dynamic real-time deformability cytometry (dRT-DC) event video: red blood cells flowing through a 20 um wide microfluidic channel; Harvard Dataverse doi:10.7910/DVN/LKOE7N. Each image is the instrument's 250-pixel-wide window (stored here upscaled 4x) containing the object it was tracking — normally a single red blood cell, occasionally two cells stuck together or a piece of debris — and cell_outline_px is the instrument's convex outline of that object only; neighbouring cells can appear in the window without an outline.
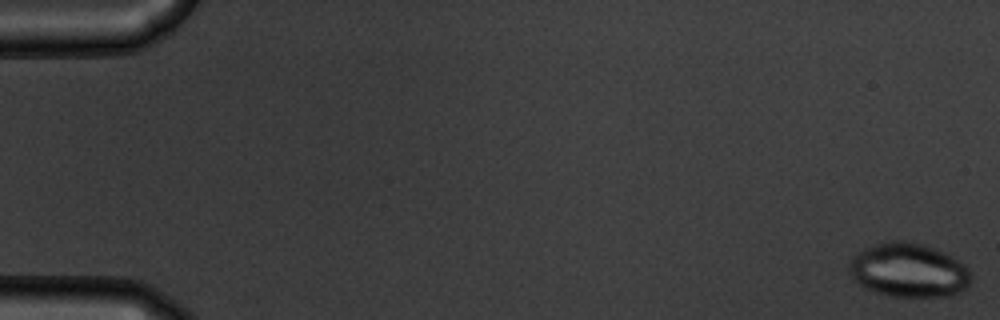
{"species": "common noctule bat (a hibernating species)", "species_latin": "Nyctalus noctula", "temperature_condition": "warm", "stored_images_in_passage": 15, "camera_frame_rate_fps": 3000, "um_per_image_px": 0.085, "animal": {"sex": "male", "body_mass_g": 19.5, "forearm_length_mm": 54.6}, "frame": {"image": 1, "passage_image": 1, "time_ms": 0.0, "image_size_px": [1000, 320], "cell_outline_px": [[972, 280], [964, 288], [948, 296], [888, 296], [864, 288], [848, 272], [848, 264], [852, 256], [864, 248], [888, 240], [908, 240], [924, 244], [936, 248], [944, 252], [964, 264], [968, 268], [972, 276]], "centroid_in_image_um": [77.21, 22.94], "position_along_channel_um": 7.8, "area_um2": 38.55}}